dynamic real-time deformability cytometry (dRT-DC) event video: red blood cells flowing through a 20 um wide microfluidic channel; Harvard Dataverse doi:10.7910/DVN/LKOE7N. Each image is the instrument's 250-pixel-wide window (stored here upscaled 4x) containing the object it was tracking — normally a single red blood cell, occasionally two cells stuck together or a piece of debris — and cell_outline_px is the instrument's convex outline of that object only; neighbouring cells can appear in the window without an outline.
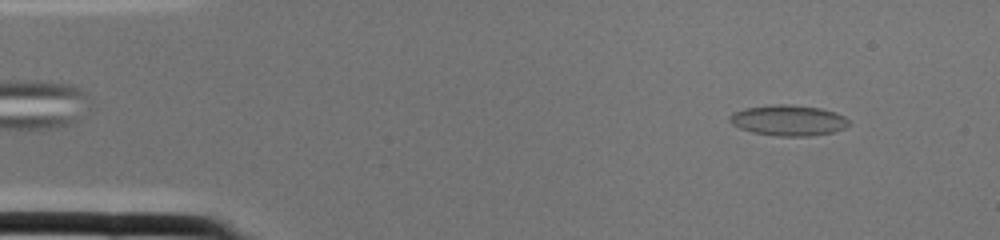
{"species": "common noctule bat (a hibernating species)", "species_latin": "Nyctalus noctula", "temperature_condition": "cold", "stored_images_in_passage": 2, "camera_frame_rate_fps": 3000, "um_per_image_px": 0.085, "animal": {"sex": "female", "body_mass_g": 22.0, "forearm_length_mm": 56.7}, "frame": {"image": 1, "passage_image": 2, "time_ms": 0.333, "image_size_px": [1000, 240], "cell_outline_px": [[848, 124], [844, 128], [832, 132], [808, 136], [776, 136], [752, 132], [740, 128], [732, 124], [728, 120], [728, 116], [732, 112], [744, 108], [776, 104], [788, 104], [820, 108], [836, 112], [844, 116], [848, 120]], "centroid_in_image_um": [66.97, 10.22], "position_along_channel_um": 18.0, "area_um2": 21.33}}